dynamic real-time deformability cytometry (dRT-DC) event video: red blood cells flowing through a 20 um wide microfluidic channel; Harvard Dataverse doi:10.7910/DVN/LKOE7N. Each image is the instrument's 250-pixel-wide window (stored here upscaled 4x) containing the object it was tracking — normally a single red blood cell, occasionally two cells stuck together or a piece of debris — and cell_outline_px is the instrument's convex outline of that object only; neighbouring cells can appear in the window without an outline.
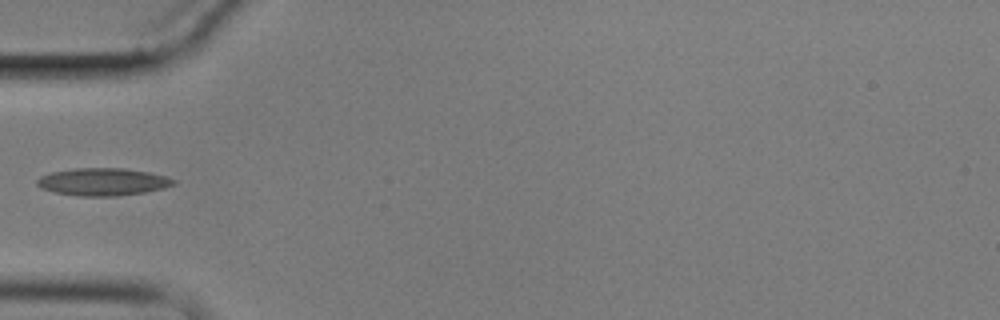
{"species": "common noctule bat (a hibernating species)", "species_latin": "Nyctalus noctula", "temperature_condition": "cold", "stored_images_in_passage": 2, "camera_frame_rate_fps": 3000, "um_per_image_px": 0.085, "animal": {"sex": "male", "body_mass_g": 17.9}, "frame": {"image": 1, "passage_image": 2, "time_ms": 1.0, "image_size_px": [1000, 320], "cell_outline_px": [[176, 184], [164, 188], [144, 192], [116, 196], [80, 196], [56, 192], [40, 188], [36, 184], [36, 180], [40, 176], [52, 172], [72, 168], [124, 168], [148, 172], [164, 176], [176, 180]], "centroid_in_image_um": [8.73, 15.45], "position_along_channel_um": 76.3, "area_um2": 21.85}}